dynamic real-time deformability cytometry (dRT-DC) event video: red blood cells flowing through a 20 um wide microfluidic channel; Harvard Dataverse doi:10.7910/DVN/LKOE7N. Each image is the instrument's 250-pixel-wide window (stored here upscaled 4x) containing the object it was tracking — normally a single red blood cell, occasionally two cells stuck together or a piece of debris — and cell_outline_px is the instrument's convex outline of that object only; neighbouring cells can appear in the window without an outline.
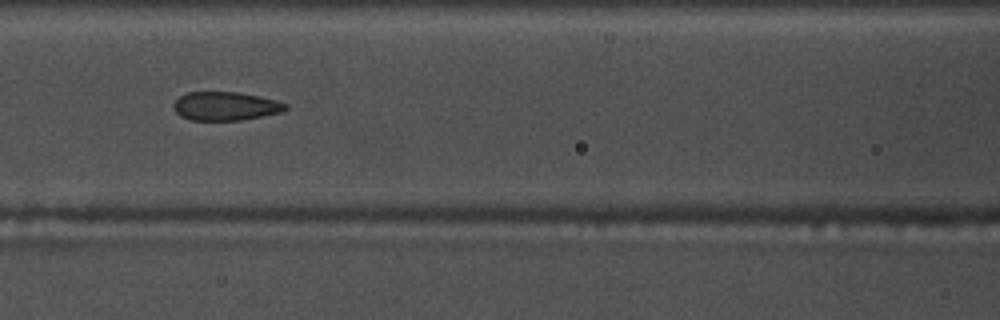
{"species": "common noctule bat (a hibernating species)", "species_latin": "Nyctalus noctula", "temperature_condition": "warm", "stored_images_in_passage": 56, "camera_frame_rate_fps": 3000, "um_per_image_px": 0.085, "animal": {"sex": "male", "body_mass_g": 17.5, "forearm_length_mm": 52.3}, "frame": {"image": 1, "passage_image": 25, "time_ms": 8.0, "image_size_px": [1000, 320], "cell_outline_px": [[288, 108], [284, 112], [240, 120], [192, 120], [180, 116], [176, 112], [172, 104], [180, 96], [188, 92], [236, 92], [260, 96], [276, 100], [288, 104]], "centroid_in_image_um": [19.19, 9.02], "position_along_channel_um": 147.4, "area_um2": 18.73}, "authors_computed_cell_mechanics": {"area_um2": 20.23, "velocity_mm_per_s": 3.7349, "shape_relaxation_time_tau1_ms": 9.0999, "shape_relaxation_time_tau2_ms": 1.3631, "deformation_change_tau1": 0.2056, "deformation_change_tau2": 0.0841}}